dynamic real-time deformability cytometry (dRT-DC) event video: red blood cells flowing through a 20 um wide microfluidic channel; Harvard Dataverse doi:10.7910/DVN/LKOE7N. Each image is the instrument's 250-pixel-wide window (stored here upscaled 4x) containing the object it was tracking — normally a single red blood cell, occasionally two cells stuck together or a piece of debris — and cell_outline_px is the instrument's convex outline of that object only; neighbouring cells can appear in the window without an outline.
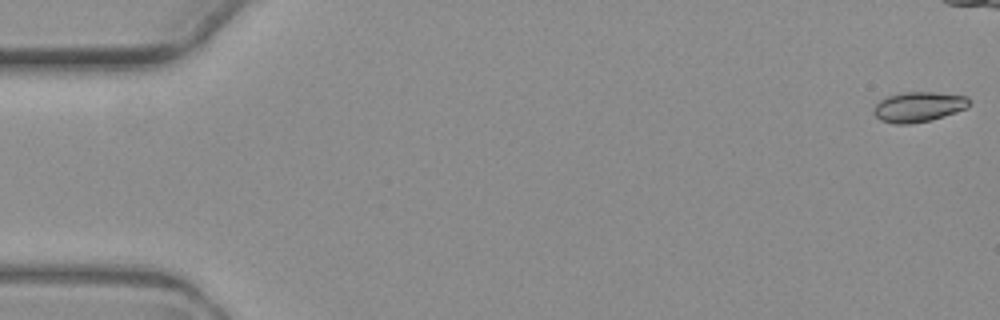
{"species": "common noctule bat (a hibernating species)", "species_latin": "Nyctalus noctula", "temperature_condition": "warm", "stored_images_in_passage": 3, "camera_frame_rate_fps": 3000, "um_per_image_px": 0.085, "animal": {"sex": "female", "body_mass_g": 19.3, "forearm_length_mm": 54.1}, "frame": {"image": 1, "passage_image": 1, "time_ms": 0.0, "image_size_px": [1000, 320], "cell_outline_px": [[972, 100], [968, 108], [944, 116], [928, 120], [908, 124], [896, 124], [880, 120], [872, 112], [872, 108], [880, 100], [888, 96], [904, 92], [932, 92], [968, 96]], "centroid_in_image_um": [78.09, 9.07], "position_along_channel_um": 6.9, "area_um2": 16.82}}